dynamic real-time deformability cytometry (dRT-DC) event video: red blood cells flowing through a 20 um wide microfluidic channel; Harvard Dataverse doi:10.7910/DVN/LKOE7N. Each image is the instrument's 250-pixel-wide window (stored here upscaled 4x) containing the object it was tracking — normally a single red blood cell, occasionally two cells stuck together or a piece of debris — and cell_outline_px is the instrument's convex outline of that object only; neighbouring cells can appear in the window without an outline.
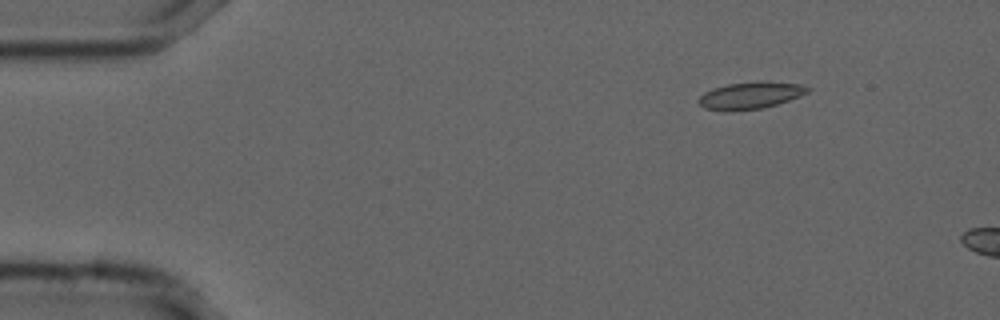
{"species": "common noctule bat (a hibernating species)", "species_latin": "Nyctalus noctula", "temperature_condition": "cold", "stored_images_in_passage": 5, "camera_frame_rate_fps": 3000, "um_per_image_px": 0.085, "animal": {"sex": "male", "forearm_length_mm": 52.5}, "frame": {"image": 1, "passage_image": 1, "time_ms": 0.0, "image_size_px": [1000, 320], "cell_outline_px": [[812, 88], [808, 92], [800, 96], [764, 108], [704, 108], [696, 100], [704, 92], [712, 88], [728, 84], [800, 84]], "centroid_in_image_um": [63.78, 8.11], "position_along_channel_um": 21.2, "area_um2": 15.55}}